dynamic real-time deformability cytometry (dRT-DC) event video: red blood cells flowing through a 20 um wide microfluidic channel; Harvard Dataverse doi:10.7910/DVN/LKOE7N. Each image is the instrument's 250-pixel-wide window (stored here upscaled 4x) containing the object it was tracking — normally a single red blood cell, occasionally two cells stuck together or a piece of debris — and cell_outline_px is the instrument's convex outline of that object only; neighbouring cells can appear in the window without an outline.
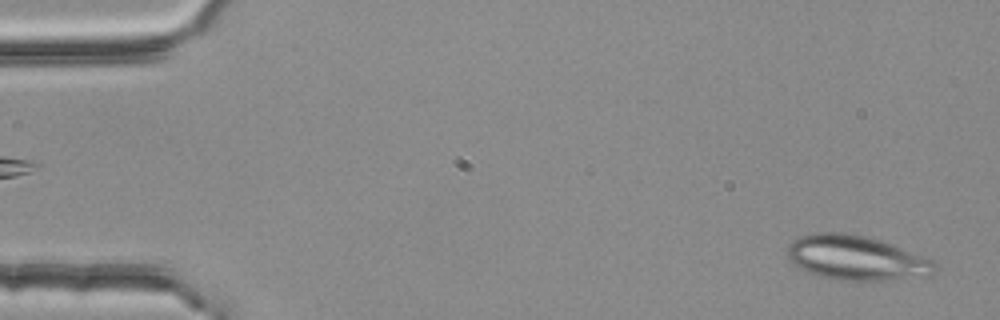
{"species": "common noctule bat (a hibernating species)", "species_latin": "Nyctalus noctula", "temperature_condition": "room temperature", "stored_images_in_passage": 4, "camera_frame_rate_fps": 3000, "um_per_image_px": 0.085, "animal": {"sex": "female", "body_mass_g": 25.1}, "frame": {"image": 1, "passage_image": 4, "time_ms": 1.0, "image_size_px": [1000, 320], "cell_outline_px": [[936, 268], [932, 276], [884, 280], [840, 280], [820, 276], [808, 272], [800, 268], [788, 260], [788, 244], [792, 240], [808, 232], [844, 232], [868, 236], [892, 244], [932, 260], [936, 264]], "centroid_in_image_um": [72.76, 21.9], "position_along_channel_um": 12.2, "area_um2": 38.49}}